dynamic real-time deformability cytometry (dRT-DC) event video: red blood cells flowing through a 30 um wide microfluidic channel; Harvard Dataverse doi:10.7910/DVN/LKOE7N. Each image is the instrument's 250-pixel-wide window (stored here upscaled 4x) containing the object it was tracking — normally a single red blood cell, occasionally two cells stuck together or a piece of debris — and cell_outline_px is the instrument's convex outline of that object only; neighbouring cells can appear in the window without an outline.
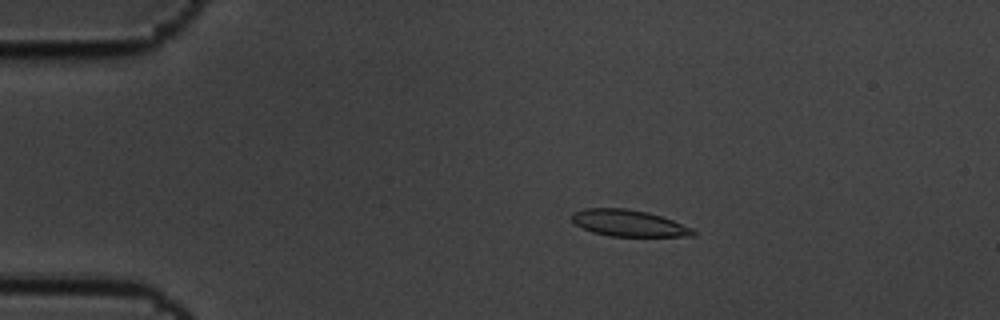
{"species": "common noctule bat (a hibernating species)", "species_latin": "Nyctalus noctula", "temperature_condition": "cold", "stored_images_in_passage": 58, "camera_frame_rate_fps": 3000, "um_per_image_px": 0.085, "animal": {"sex": "male", "body_mass_g": 19.5, "forearm_length_mm": 54.6}, "frame": {"image": 1, "passage_image": 11, "time_ms": 3.333, "image_size_px": [1000, 320], "cell_outline_px": [[696, 236], [608, 236], [592, 232], [576, 224], [572, 220], [572, 212], [584, 208], [624, 208], [648, 212], [672, 220], [692, 228], [696, 232]], "centroid_in_image_um": [53.43, 18.96], "position_along_channel_um": 31.6, "area_um2": 18.67}}
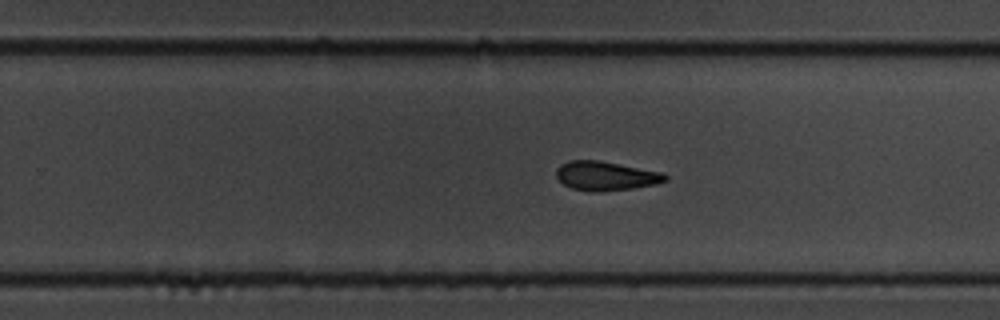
{"frame": {"image": 2, "passage_image": 37, "time_ms": 12.0, "image_size_px": [1000, 320], "cell_outline_px": [[668, 180], [656, 184], [632, 188], [604, 192], [592, 192], [572, 188], [564, 184], [556, 176], [556, 168], [560, 164], [568, 160], [596, 160], [664, 172], [668, 176]], "centroid_in_image_um": [51.5, 14.95], "position_along_channel_um": 278.3, "area_um2": 18.61}}
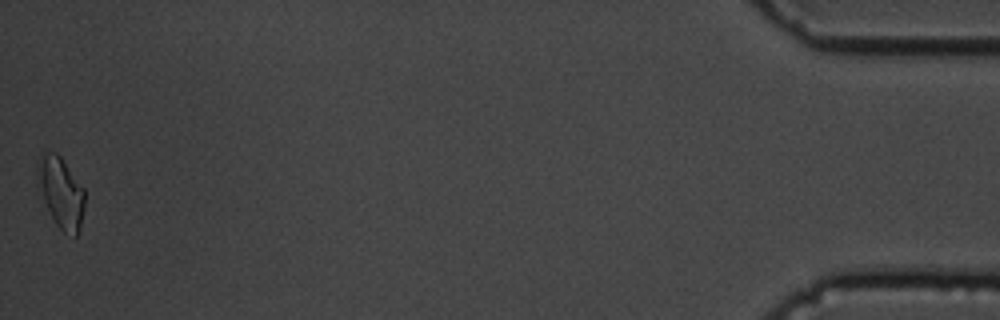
{"frame": {"image": 3, "passage_image": 58, "time_ms": 19.0, "image_size_px": [1000, 320], "cell_outline_px": [[84, 208], [80, 228], [76, 236], [64, 232], [56, 224], [44, 200], [36, 164], [40, 156], [48, 152], [56, 152], [60, 156], [84, 188]], "centroid_in_image_um": [5.22, 16.35], "position_along_channel_um": 430.0, "area_um2": 18.79}, "authors_computed_cell_mechanics": {"area_um2": 18.6983, "velocity_mm_per_s": 3.45, "shape_relaxation_time_tau1_ms": 3.5543, "shape_relaxation_time_tau2_ms": 2.869, "deformation_change_tau1": 0.125, "deformation_change_tau2": 0.0857}}